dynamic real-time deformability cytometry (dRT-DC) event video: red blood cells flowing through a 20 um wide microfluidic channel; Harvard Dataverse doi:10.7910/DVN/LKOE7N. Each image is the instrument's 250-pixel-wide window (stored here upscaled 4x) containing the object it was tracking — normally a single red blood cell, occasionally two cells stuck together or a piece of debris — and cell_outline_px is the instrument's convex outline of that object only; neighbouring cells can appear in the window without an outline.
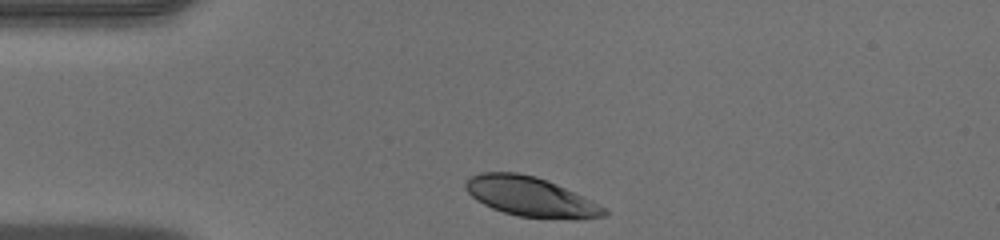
{"species": "human", "species_latin": "Homo sapiens", "temperature_condition": "warm", "stored_images_in_passage": 29, "camera_frame_rate_fps": 3000, "um_per_image_px": 0.085, "donor": {"sex": "male"}, "frame": {"image": 1, "passage_image": 1, "time_ms": 0.0, "image_size_px": [1000, 240], "cell_outline_px": [[608, 216], [580, 220], [520, 216], [504, 212], [492, 208], [476, 200], [464, 188], [464, 184], [472, 176], [480, 172], [516, 172], [536, 176], [556, 184], [584, 196], [592, 200], [604, 208], [608, 212]], "centroid_in_image_um": [45.13, 16.73], "position_along_channel_um": 39.9, "area_um2": 31.96}}
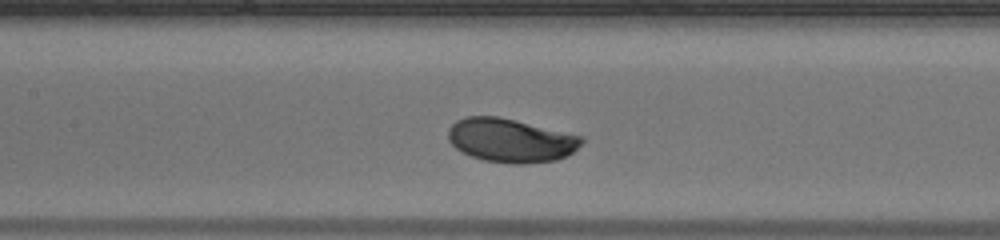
{"frame": {"image": 2, "passage_image": 12, "time_ms": 3.667, "image_size_px": [1000, 240], "cell_outline_px": [[584, 140], [572, 152], [556, 160], [524, 164], [512, 164], [484, 160], [472, 156], [456, 148], [448, 140], [448, 128], [456, 120], [464, 116], [500, 116], [584, 136]], "centroid_in_image_um": [43.4, 11.91], "position_along_channel_um": 164.0, "area_um2": 34.1}}
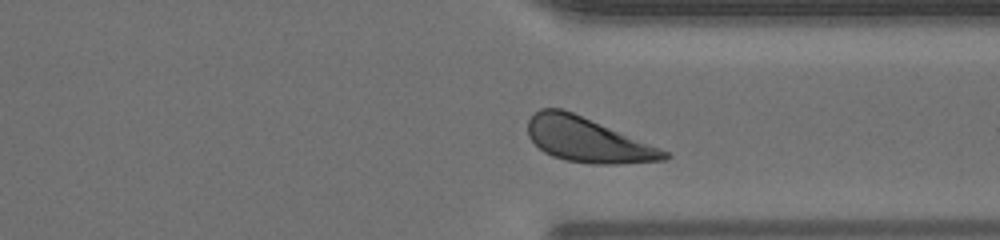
{"frame": {"image": 3, "passage_image": 26, "time_ms": 8.333, "image_size_px": [1000, 240], "cell_outline_px": [[672, 156], [668, 160], [620, 164], [592, 164], [564, 160], [552, 156], [544, 152], [528, 136], [528, 120], [540, 108], [560, 108], [572, 112], [660, 148], [668, 152]], "centroid_in_image_um": [49.95, 11.91], "position_along_channel_um": 361.4, "area_um2": 35.14}}